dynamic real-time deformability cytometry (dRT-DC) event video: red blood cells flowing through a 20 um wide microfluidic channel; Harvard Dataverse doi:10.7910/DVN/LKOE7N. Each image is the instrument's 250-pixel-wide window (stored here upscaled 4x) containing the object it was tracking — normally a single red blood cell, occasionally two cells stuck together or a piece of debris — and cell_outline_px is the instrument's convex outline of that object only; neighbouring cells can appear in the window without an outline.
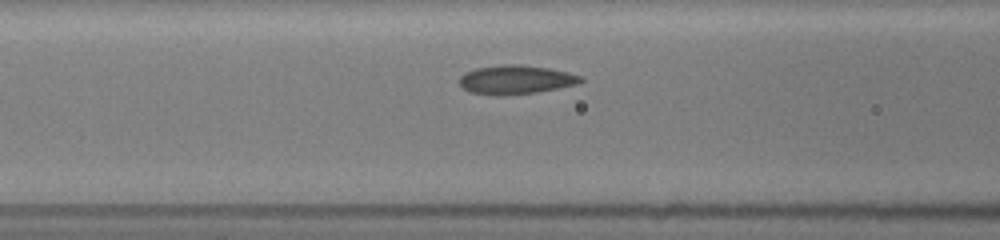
{"species": "common noctule bat (a hibernating species)", "species_latin": "Nyctalus noctula", "temperature_condition": "room temperature", "stored_images_in_passage": 15, "camera_frame_rate_fps": 3000, "um_per_image_px": 0.085, "animal": {"sex": "female", "body_mass_g": 19.5, "forearm_length_mm": 54.1}, "frame": {"image": 1, "passage_image": 9, "time_ms": 2.667, "image_size_px": [1000, 240], "cell_outline_px": [[584, 80], [576, 84], [536, 92], [500, 96], [468, 92], [460, 84], [460, 76], [476, 68], [504, 64], [520, 64], [548, 68], [568, 72], [580, 76]], "centroid_in_image_um": [43.82, 6.77], "position_along_channel_um": 122.8, "area_um2": 20.23}}
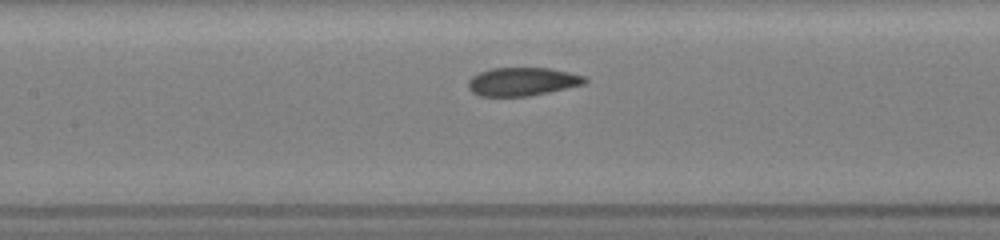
{"frame": {"image": 2, "passage_image": 13, "time_ms": 3.667, "image_size_px": [1000, 240], "cell_outline_px": [[588, 80], [584, 84], [548, 92], [528, 96], [480, 96], [472, 92], [468, 88], [468, 80], [472, 76], [488, 68], [552, 68], [584, 76]], "centroid_in_image_um": [44.37, 6.93], "position_along_channel_um": 163.0, "area_um2": 19.25}}